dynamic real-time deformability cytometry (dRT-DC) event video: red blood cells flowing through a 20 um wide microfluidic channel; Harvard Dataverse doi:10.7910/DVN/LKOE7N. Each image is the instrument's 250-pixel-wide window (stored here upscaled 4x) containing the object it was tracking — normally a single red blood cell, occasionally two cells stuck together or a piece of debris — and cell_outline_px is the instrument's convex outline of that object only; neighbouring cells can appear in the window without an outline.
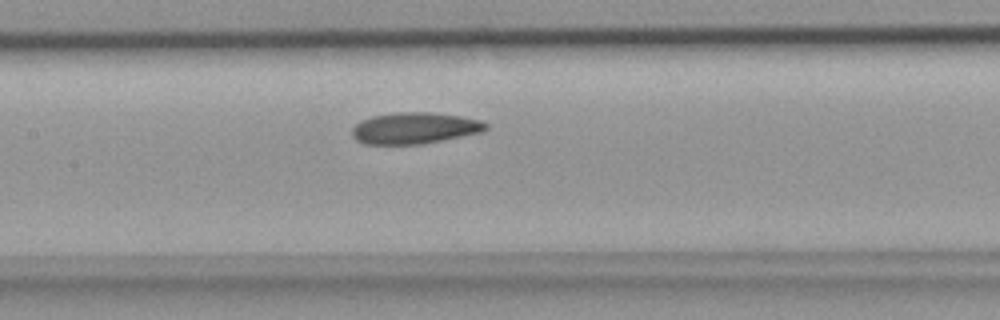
{"species": "common noctule bat (a hibernating species)", "species_latin": "Nyctalus noctula", "temperature_condition": "room temperature", "stored_images_in_passage": 26, "camera_frame_rate_fps": 3000, "um_per_image_px": 0.085, "animal": {"sex": "female", "body_mass_g": 18.4}, "frame": {"image": 1, "passage_image": 8, "time_ms": 2.333, "image_size_px": [1000, 320], "cell_outline_px": [[488, 128], [484, 132], [420, 144], [364, 144], [356, 140], [352, 136], [352, 128], [360, 120], [372, 116], [396, 112], [428, 112], [460, 116], [480, 120], [488, 124]], "centroid_in_image_um": [35.23, 10.89], "position_along_channel_um": 172.2, "area_um2": 24.51}}
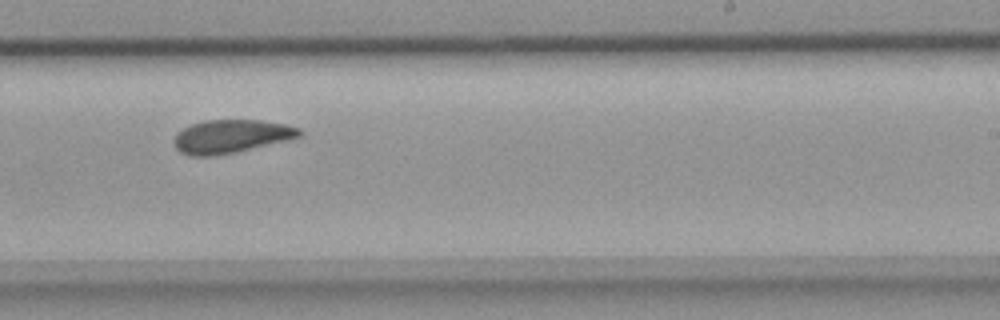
{"frame": {"image": 2, "passage_image": 14, "time_ms": 4.333, "image_size_px": [1000, 320], "cell_outline_px": [[304, 132], [300, 136], [288, 140], [236, 152], [216, 156], [188, 156], [180, 152], [176, 148], [172, 140], [176, 132], [192, 124], [204, 120], [260, 120], [284, 124], [300, 128]], "centroid_in_image_um": [19.61, 11.6], "position_along_channel_um": 269.4, "area_um2": 24.57}}
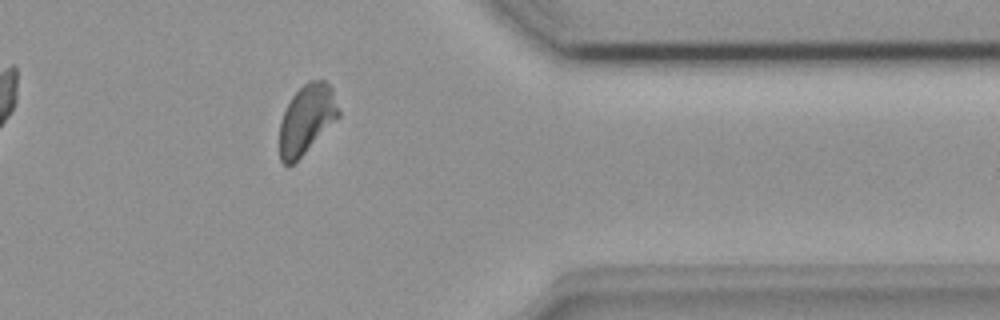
{"frame": {"image": 3, "passage_image": 22, "time_ms": 7.0, "image_size_px": [1000, 320], "cell_outline_px": [[340, 116], [288, 168], [280, 160], [280, 120], [292, 96], [308, 80], [324, 80], [332, 88], [340, 112]], "centroid_in_image_um": [26.06, 10.12], "position_along_channel_um": 385.3, "area_um2": 23.41}}